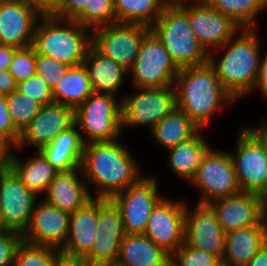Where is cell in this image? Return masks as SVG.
I'll return each instance as SVG.
<instances>
[{
	"mask_svg": "<svg viewBox=\"0 0 267 266\" xmlns=\"http://www.w3.org/2000/svg\"><path fill=\"white\" fill-rule=\"evenodd\" d=\"M122 142L119 138L85 144L81 169L91 197L111 200L142 175L135 156ZM89 186L96 188L94 195Z\"/></svg>",
	"mask_w": 267,
	"mask_h": 266,
	"instance_id": "1",
	"label": "cell"
},
{
	"mask_svg": "<svg viewBox=\"0 0 267 266\" xmlns=\"http://www.w3.org/2000/svg\"><path fill=\"white\" fill-rule=\"evenodd\" d=\"M259 37L257 28H241L225 45L208 53V63L235 102L254 91L263 56Z\"/></svg>",
	"mask_w": 267,
	"mask_h": 266,
	"instance_id": "2",
	"label": "cell"
},
{
	"mask_svg": "<svg viewBox=\"0 0 267 266\" xmlns=\"http://www.w3.org/2000/svg\"><path fill=\"white\" fill-rule=\"evenodd\" d=\"M174 87L177 109L183 111L202 130L225 103H235L208 62L179 69Z\"/></svg>",
	"mask_w": 267,
	"mask_h": 266,
	"instance_id": "3",
	"label": "cell"
},
{
	"mask_svg": "<svg viewBox=\"0 0 267 266\" xmlns=\"http://www.w3.org/2000/svg\"><path fill=\"white\" fill-rule=\"evenodd\" d=\"M92 45V30L73 20L43 15L35 29L33 47L41 54L68 66L83 64Z\"/></svg>",
	"mask_w": 267,
	"mask_h": 266,
	"instance_id": "4",
	"label": "cell"
},
{
	"mask_svg": "<svg viewBox=\"0 0 267 266\" xmlns=\"http://www.w3.org/2000/svg\"><path fill=\"white\" fill-rule=\"evenodd\" d=\"M178 69L208 62V52L191 29L188 5L164 6L160 17L151 26Z\"/></svg>",
	"mask_w": 267,
	"mask_h": 266,
	"instance_id": "5",
	"label": "cell"
},
{
	"mask_svg": "<svg viewBox=\"0 0 267 266\" xmlns=\"http://www.w3.org/2000/svg\"><path fill=\"white\" fill-rule=\"evenodd\" d=\"M74 120L84 144L120 138L121 97L93 92L74 110Z\"/></svg>",
	"mask_w": 267,
	"mask_h": 266,
	"instance_id": "6",
	"label": "cell"
},
{
	"mask_svg": "<svg viewBox=\"0 0 267 266\" xmlns=\"http://www.w3.org/2000/svg\"><path fill=\"white\" fill-rule=\"evenodd\" d=\"M235 154L229 152L234 163L241 192L263 195L267 192V148L262 139L249 127L238 130Z\"/></svg>",
	"mask_w": 267,
	"mask_h": 266,
	"instance_id": "7",
	"label": "cell"
},
{
	"mask_svg": "<svg viewBox=\"0 0 267 266\" xmlns=\"http://www.w3.org/2000/svg\"><path fill=\"white\" fill-rule=\"evenodd\" d=\"M133 90V94L121 95L122 130L126 127L146 126L150 131L156 123L177 108L174 86Z\"/></svg>",
	"mask_w": 267,
	"mask_h": 266,
	"instance_id": "8",
	"label": "cell"
},
{
	"mask_svg": "<svg viewBox=\"0 0 267 266\" xmlns=\"http://www.w3.org/2000/svg\"><path fill=\"white\" fill-rule=\"evenodd\" d=\"M179 69L159 38L150 31L142 41L137 59L128 71L133 88L174 86Z\"/></svg>",
	"mask_w": 267,
	"mask_h": 266,
	"instance_id": "9",
	"label": "cell"
},
{
	"mask_svg": "<svg viewBox=\"0 0 267 266\" xmlns=\"http://www.w3.org/2000/svg\"><path fill=\"white\" fill-rule=\"evenodd\" d=\"M190 184L201 192L197 202L201 204L241 192L230 153L216 148H211L204 156Z\"/></svg>",
	"mask_w": 267,
	"mask_h": 266,
	"instance_id": "10",
	"label": "cell"
},
{
	"mask_svg": "<svg viewBox=\"0 0 267 266\" xmlns=\"http://www.w3.org/2000/svg\"><path fill=\"white\" fill-rule=\"evenodd\" d=\"M157 176H140L111 200L120 210L125 234H144L149 216L164 198Z\"/></svg>",
	"mask_w": 267,
	"mask_h": 266,
	"instance_id": "11",
	"label": "cell"
},
{
	"mask_svg": "<svg viewBox=\"0 0 267 266\" xmlns=\"http://www.w3.org/2000/svg\"><path fill=\"white\" fill-rule=\"evenodd\" d=\"M150 31L151 27L145 25L115 22L92 29V46L129 71L137 59L143 39Z\"/></svg>",
	"mask_w": 267,
	"mask_h": 266,
	"instance_id": "12",
	"label": "cell"
},
{
	"mask_svg": "<svg viewBox=\"0 0 267 266\" xmlns=\"http://www.w3.org/2000/svg\"><path fill=\"white\" fill-rule=\"evenodd\" d=\"M41 199L28 190L13 169L0 175V219L4 230L22 234Z\"/></svg>",
	"mask_w": 267,
	"mask_h": 266,
	"instance_id": "13",
	"label": "cell"
},
{
	"mask_svg": "<svg viewBox=\"0 0 267 266\" xmlns=\"http://www.w3.org/2000/svg\"><path fill=\"white\" fill-rule=\"evenodd\" d=\"M186 201L164 197L149 216L144 235L172 255L183 243Z\"/></svg>",
	"mask_w": 267,
	"mask_h": 266,
	"instance_id": "14",
	"label": "cell"
},
{
	"mask_svg": "<svg viewBox=\"0 0 267 266\" xmlns=\"http://www.w3.org/2000/svg\"><path fill=\"white\" fill-rule=\"evenodd\" d=\"M96 237L85 257L94 266H114L125 236L120 210L110 199L98 198Z\"/></svg>",
	"mask_w": 267,
	"mask_h": 266,
	"instance_id": "15",
	"label": "cell"
},
{
	"mask_svg": "<svg viewBox=\"0 0 267 266\" xmlns=\"http://www.w3.org/2000/svg\"><path fill=\"white\" fill-rule=\"evenodd\" d=\"M42 16L28 0H0V44L32 46Z\"/></svg>",
	"mask_w": 267,
	"mask_h": 266,
	"instance_id": "16",
	"label": "cell"
},
{
	"mask_svg": "<svg viewBox=\"0 0 267 266\" xmlns=\"http://www.w3.org/2000/svg\"><path fill=\"white\" fill-rule=\"evenodd\" d=\"M186 203L184 242L198 250L223 257L226 233L209 204L196 203L191 210Z\"/></svg>",
	"mask_w": 267,
	"mask_h": 266,
	"instance_id": "17",
	"label": "cell"
},
{
	"mask_svg": "<svg viewBox=\"0 0 267 266\" xmlns=\"http://www.w3.org/2000/svg\"><path fill=\"white\" fill-rule=\"evenodd\" d=\"M70 213L61 211L39 200L32 211L22 240L60 250L69 233Z\"/></svg>",
	"mask_w": 267,
	"mask_h": 266,
	"instance_id": "18",
	"label": "cell"
},
{
	"mask_svg": "<svg viewBox=\"0 0 267 266\" xmlns=\"http://www.w3.org/2000/svg\"><path fill=\"white\" fill-rule=\"evenodd\" d=\"M74 122V109L66 105L51 103L41 106L38 114L20 133L17 149L30 145L40 150L50 144L58 134L70 128Z\"/></svg>",
	"mask_w": 267,
	"mask_h": 266,
	"instance_id": "19",
	"label": "cell"
},
{
	"mask_svg": "<svg viewBox=\"0 0 267 266\" xmlns=\"http://www.w3.org/2000/svg\"><path fill=\"white\" fill-rule=\"evenodd\" d=\"M188 17L191 29L208 53L225 45L242 28L207 3L188 5Z\"/></svg>",
	"mask_w": 267,
	"mask_h": 266,
	"instance_id": "20",
	"label": "cell"
},
{
	"mask_svg": "<svg viewBox=\"0 0 267 266\" xmlns=\"http://www.w3.org/2000/svg\"><path fill=\"white\" fill-rule=\"evenodd\" d=\"M225 233L262 222L261 195L239 192L209 204Z\"/></svg>",
	"mask_w": 267,
	"mask_h": 266,
	"instance_id": "21",
	"label": "cell"
},
{
	"mask_svg": "<svg viewBox=\"0 0 267 266\" xmlns=\"http://www.w3.org/2000/svg\"><path fill=\"white\" fill-rule=\"evenodd\" d=\"M43 196L46 204L70 214L92 198L81 167L58 172Z\"/></svg>",
	"mask_w": 267,
	"mask_h": 266,
	"instance_id": "22",
	"label": "cell"
},
{
	"mask_svg": "<svg viewBox=\"0 0 267 266\" xmlns=\"http://www.w3.org/2000/svg\"><path fill=\"white\" fill-rule=\"evenodd\" d=\"M98 198L92 197L70 215L69 233L61 253L71 257H86L96 237Z\"/></svg>",
	"mask_w": 267,
	"mask_h": 266,
	"instance_id": "23",
	"label": "cell"
},
{
	"mask_svg": "<svg viewBox=\"0 0 267 266\" xmlns=\"http://www.w3.org/2000/svg\"><path fill=\"white\" fill-rule=\"evenodd\" d=\"M83 65L87 70L93 92L109 93L117 96L129 75L119 63L89 47Z\"/></svg>",
	"mask_w": 267,
	"mask_h": 266,
	"instance_id": "24",
	"label": "cell"
},
{
	"mask_svg": "<svg viewBox=\"0 0 267 266\" xmlns=\"http://www.w3.org/2000/svg\"><path fill=\"white\" fill-rule=\"evenodd\" d=\"M114 266H171V255L144 234H125Z\"/></svg>",
	"mask_w": 267,
	"mask_h": 266,
	"instance_id": "25",
	"label": "cell"
},
{
	"mask_svg": "<svg viewBox=\"0 0 267 266\" xmlns=\"http://www.w3.org/2000/svg\"><path fill=\"white\" fill-rule=\"evenodd\" d=\"M263 222L226 233L221 261L227 266H246L263 248Z\"/></svg>",
	"mask_w": 267,
	"mask_h": 266,
	"instance_id": "26",
	"label": "cell"
},
{
	"mask_svg": "<svg viewBox=\"0 0 267 266\" xmlns=\"http://www.w3.org/2000/svg\"><path fill=\"white\" fill-rule=\"evenodd\" d=\"M212 146L202 136V129L191 139L181 142L168 151L167 163L171 172L190 183L195 177L204 156ZM189 181V182H188Z\"/></svg>",
	"mask_w": 267,
	"mask_h": 266,
	"instance_id": "27",
	"label": "cell"
},
{
	"mask_svg": "<svg viewBox=\"0 0 267 266\" xmlns=\"http://www.w3.org/2000/svg\"><path fill=\"white\" fill-rule=\"evenodd\" d=\"M15 152L12 169L22 180L28 190L37 196L45 194L58 171L46 160L39 150L36 154L24 160ZM43 193V194H42Z\"/></svg>",
	"mask_w": 267,
	"mask_h": 266,
	"instance_id": "28",
	"label": "cell"
},
{
	"mask_svg": "<svg viewBox=\"0 0 267 266\" xmlns=\"http://www.w3.org/2000/svg\"><path fill=\"white\" fill-rule=\"evenodd\" d=\"M201 129L181 110L172 113L156 123L149 131L151 138L168 150L181 142L193 138Z\"/></svg>",
	"mask_w": 267,
	"mask_h": 266,
	"instance_id": "29",
	"label": "cell"
},
{
	"mask_svg": "<svg viewBox=\"0 0 267 266\" xmlns=\"http://www.w3.org/2000/svg\"><path fill=\"white\" fill-rule=\"evenodd\" d=\"M93 88L83 64L70 66L63 79L53 88L54 103L72 109L79 107L91 94Z\"/></svg>",
	"mask_w": 267,
	"mask_h": 266,
	"instance_id": "30",
	"label": "cell"
},
{
	"mask_svg": "<svg viewBox=\"0 0 267 266\" xmlns=\"http://www.w3.org/2000/svg\"><path fill=\"white\" fill-rule=\"evenodd\" d=\"M116 22L151 27L164 8L163 0H113Z\"/></svg>",
	"mask_w": 267,
	"mask_h": 266,
	"instance_id": "31",
	"label": "cell"
},
{
	"mask_svg": "<svg viewBox=\"0 0 267 266\" xmlns=\"http://www.w3.org/2000/svg\"><path fill=\"white\" fill-rule=\"evenodd\" d=\"M214 10L231 17L242 28H255V19L267 10V0H207Z\"/></svg>",
	"mask_w": 267,
	"mask_h": 266,
	"instance_id": "32",
	"label": "cell"
},
{
	"mask_svg": "<svg viewBox=\"0 0 267 266\" xmlns=\"http://www.w3.org/2000/svg\"><path fill=\"white\" fill-rule=\"evenodd\" d=\"M59 253L56 248L22 240L15 253L14 266H55Z\"/></svg>",
	"mask_w": 267,
	"mask_h": 266,
	"instance_id": "33",
	"label": "cell"
},
{
	"mask_svg": "<svg viewBox=\"0 0 267 266\" xmlns=\"http://www.w3.org/2000/svg\"><path fill=\"white\" fill-rule=\"evenodd\" d=\"M91 30L116 22L113 0H89L83 11L73 20Z\"/></svg>",
	"mask_w": 267,
	"mask_h": 266,
	"instance_id": "34",
	"label": "cell"
},
{
	"mask_svg": "<svg viewBox=\"0 0 267 266\" xmlns=\"http://www.w3.org/2000/svg\"><path fill=\"white\" fill-rule=\"evenodd\" d=\"M5 99L13 125L21 133L38 114L41 106L18 90L5 95Z\"/></svg>",
	"mask_w": 267,
	"mask_h": 266,
	"instance_id": "35",
	"label": "cell"
},
{
	"mask_svg": "<svg viewBox=\"0 0 267 266\" xmlns=\"http://www.w3.org/2000/svg\"><path fill=\"white\" fill-rule=\"evenodd\" d=\"M39 151L58 172H65L81 167L84 149L42 147Z\"/></svg>",
	"mask_w": 267,
	"mask_h": 266,
	"instance_id": "36",
	"label": "cell"
},
{
	"mask_svg": "<svg viewBox=\"0 0 267 266\" xmlns=\"http://www.w3.org/2000/svg\"><path fill=\"white\" fill-rule=\"evenodd\" d=\"M221 259L185 242L171 255V266H217Z\"/></svg>",
	"mask_w": 267,
	"mask_h": 266,
	"instance_id": "37",
	"label": "cell"
},
{
	"mask_svg": "<svg viewBox=\"0 0 267 266\" xmlns=\"http://www.w3.org/2000/svg\"><path fill=\"white\" fill-rule=\"evenodd\" d=\"M16 83L36 75V50L33 46L18 48L9 69Z\"/></svg>",
	"mask_w": 267,
	"mask_h": 266,
	"instance_id": "38",
	"label": "cell"
},
{
	"mask_svg": "<svg viewBox=\"0 0 267 266\" xmlns=\"http://www.w3.org/2000/svg\"><path fill=\"white\" fill-rule=\"evenodd\" d=\"M17 90L37 102L40 106L54 103L53 89L38 75L17 84Z\"/></svg>",
	"mask_w": 267,
	"mask_h": 266,
	"instance_id": "39",
	"label": "cell"
},
{
	"mask_svg": "<svg viewBox=\"0 0 267 266\" xmlns=\"http://www.w3.org/2000/svg\"><path fill=\"white\" fill-rule=\"evenodd\" d=\"M69 67L56 59L36 53V75L40 76L51 89L63 79Z\"/></svg>",
	"mask_w": 267,
	"mask_h": 266,
	"instance_id": "40",
	"label": "cell"
},
{
	"mask_svg": "<svg viewBox=\"0 0 267 266\" xmlns=\"http://www.w3.org/2000/svg\"><path fill=\"white\" fill-rule=\"evenodd\" d=\"M21 241L20 233L8 230L0 232V266H14L15 253Z\"/></svg>",
	"mask_w": 267,
	"mask_h": 266,
	"instance_id": "41",
	"label": "cell"
},
{
	"mask_svg": "<svg viewBox=\"0 0 267 266\" xmlns=\"http://www.w3.org/2000/svg\"><path fill=\"white\" fill-rule=\"evenodd\" d=\"M81 133L74 123L70 128L58 134L56 138L48 145L43 147H57L62 149H84Z\"/></svg>",
	"mask_w": 267,
	"mask_h": 266,
	"instance_id": "42",
	"label": "cell"
},
{
	"mask_svg": "<svg viewBox=\"0 0 267 266\" xmlns=\"http://www.w3.org/2000/svg\"><path fill=\"white\" fill-rule=\"evenodd\" d=\"M0 135L6 136L16 144L20 139V132L13 125L5 95L0 93Z\"/></svg>",
	"mask_w": 267,
	"mask_h": 266,
	"instance_id": "43",
	"label": "cell"
},
{
	"mask_svg": "<svg viewBox=\"0 0 267 266\" xmlns=\"http://www.w3.org/2000/svg\"><path fill=\"white\" fill-rule=\"evenodd\" d=\"M17 144L10 138L0 135V175L12 169Z\"/></svg>",
	"mask_w": 267,
	"mask_h": 266,
	"instance_id": "44",
	"label": "cell"
},
{
	"mask_svg": "<svg viewBox=\"0 0 267 266\" xmlns=\"http://www.w3.org/2000/svg\"><path fill=\"white\" fill-rule=\"evenodd\" d=\"M89 0H64L53 16L63 20H74L88 5Z\"/></svg>",
	"mask_w": 267,
	"mask_h": 266,
	"instance_id": "45",
	"label": "cell"
},
{
	"mask_svg": "<svg viewBox=\"0 0 267 266\" xmlns=\"http://www.w3.org/2000/svg\"><path fill=\"white\" fill-rule=\"evenodd\" d=\"M265 51L266 52L264 53V56L261 57L259 72L254 87V92L255 90L260 91L264 99L267 100V49Z\"/></svg>",
	"mask_w": 267,
	"mask_h": 266,
	"instance_id": "46",
	"label": "cell"
},
{
	"mask_svg": "<svg viewBox=\"0 0 267 266\" xmlns=\"http://www.w3.org/2000/svg\"><path fill=\"white\" fill-rule=\"evenodd\" d=\"M42 15H53L64 0H28Z\"/></svg>",
	"mask_w": 267,
	"mask_h": 266,
	"instance_id": "47",
	"label": "cell"
},
{
	"mask_svg": "<svg viewBox=\"0 0 267 266\" xmlns=\"http://www.w3.org/2000/svg\"><path fill=\"white\" fill-rule=\"evenodd\" d=\"M55 266H94L85 257H71L59 253L55 261Z\"/></svg>",
	"mask_w": 267,
	"mask_h": 266,
	"instance_id": "48",
	"label": "cell"
},
{
	"mask_svg": "<svg viewBox=\"0 0 267 266\" xmlns=\"http://www.w3.org/2000/svg\"><path fill=\"white\" fill-rule=\"evenodd\" d=\"M17 90V83L9 70H0V93L7 95Z\"/></svg>",
	"mask_w": 267,
	"mask_h": 266,
	"instance_id": "49",
	"label": "cell"
},
{
	"mask_svg": "<svg viewBox=\"0 0 267 266\" xmlns=\"http://www.w3.org/2000/svg\"><path fill=\"white\" fill-rule=\"evenodd\" d=\"M17 47L0 44V70H9Z\"/></svg>",
	"mask_w": 267,
	"mask_h": 266,
	"instance_id": "50",
	"label": "cell"
},
{
	"mask_svg": "<svg viewBox=\"0 0 267 266\" xmlns=\"http://www.w3.org/2000/svg\"><path fill=\"white\" fill-rule=\"evenodd\" d=\"M246 266H267V252L265 249L262 248L258 251Z\"/></svg>",
	"mask_w": 267,
	"mask_h": 266,
	"instance_id": "51",
	"label": "cell"
},
{
	"mask_svg": "<svg viewBox=\"0 0 267 266\" xmlns=\"http://www.w3.org/2000/svg\"><path fill=\"white\" fill-rule=\"evenodd\" d=\"M263 122H261L262 125L259 126H249L265 143L267 148V118H263ZM266 119V120H265Z\"/></svg>",
	"mask_w": 267,
	"mask_h": 266,
	"instance_id": "52",
	"label": "cell"
},
{
	"mask_svg": "<svg viewBox=\"0 0 267 266\" xmlns=\"http://www.w3.org/2000/svg\"><path fill=\"white\" fill-rule=\"evenodd\" d=\"M207 0H163L164 5L166 6H185V5H194V4H203Z\"/></svg>",
	"mask_w": 267,
	"mask_h": 266,
	"instance_id": "53",
	"label": "cell"
},
{
	"mask_svg": "<svg viewBox=\"0 0 267 266\" xmlns=\"http://www.w3.org/2000/svg\"><path fill=\"white\" fill-rule=\"evenodd\" d=\"M262 222L265 227H267V192L262 196Z\"/></svg>",
	"mask_w": 267,
	"mask_h": 266,
	"instance_id": "54",
	"label": "cell"
},
{
	"mask_svg": "<svg viewBox=\"0 0 267 266\" xmlns=\"http://www.w3.org/2000/svg\"><path fill=\"white\" fill-rule=\"evenodd\" d=\"M263 248L267 252V227H265V231L263 234Z\"/></svg>",
	"mask_w": 267,
	"mask_h": 266,
	"instance_id": "55",
	"label": "cell"
},
{
	"mask_svg": "<svg viewBox=\"0 0 267 266\" xmlns=\"http://www.w3.org/2000/svg\"><path fill=\"white\" fill-rule=\"evenodd\" d=\"M4 231L3 226L1 225V219H0V232Z\"/></svg>",
	"mask_w": 267,
	"mask_h": 266,
	"instance_id": "56",
	"label": "cell"
},
{
	"mask_svg": "<svg viewBox=\"0 0 267 266\" xmlns=\"http://www.w3.org/2000/svg\"><path fill=\"white\" fill-rule=\"evenodd\" d=\"M217 266H227L225 263L221 262L219 265Z\"/></svg>",
	"mask_w": 267,
	"mask_h": 266,
	"instance_id": "57",
	"label": "cell"
}]
</instances>
